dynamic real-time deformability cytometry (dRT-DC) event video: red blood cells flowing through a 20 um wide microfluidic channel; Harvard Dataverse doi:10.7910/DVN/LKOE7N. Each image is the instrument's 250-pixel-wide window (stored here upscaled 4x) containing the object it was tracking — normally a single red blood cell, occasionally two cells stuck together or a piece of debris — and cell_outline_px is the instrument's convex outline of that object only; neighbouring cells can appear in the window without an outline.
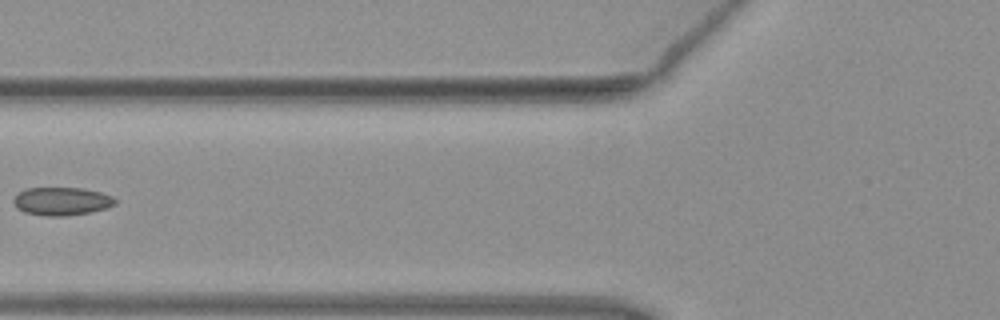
{"species": "common noctule bat (a hibernating species)", "species_latin": "Nyctalus noctula", "temperature_condition": "warm", "stored_images_in_passage": 7, "camera_frame_rate_fps": 3000, "um_per_image_px": 0.085, "animal": {"sex": "female", "body_mass_g": 19.3, "forearm_length_mm": 54.1}, "frame": {"image": 1, "passage_image": 6, "time_ms": 1.667, "image_size_px": [1000, 320], "cell_outline_px": [[116, 204], [104, 208], [88, 212], [64, 216], [44, 216], [24, 212], [16, 208], [12, 204], [12, 200], [24, 188], [80, 188], [100, 192], [112, 196], [116, 200]], "centroid_in_image_um": [5.19, 17.11], "position_along_channel_um": 120.6, "area_um2": 16.59}}
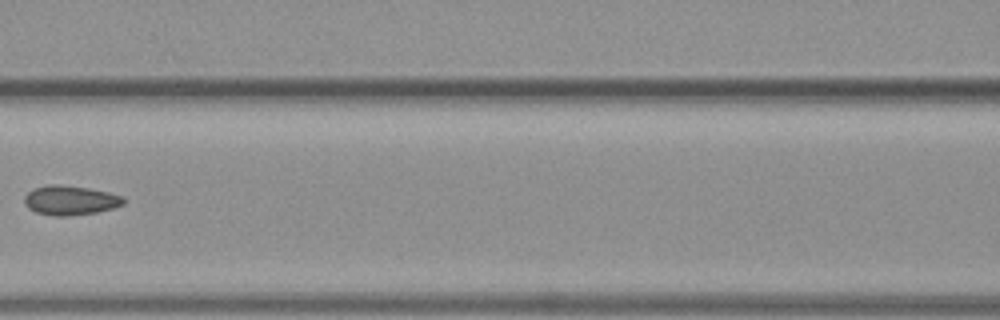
{"frame": {"image": 2, "passage_image": 7, "time_ms": 2.0, "image_size_px": [1000, 320], "cell_outline_px": [[128, 200], [124, 204], [112, 208], [96, 212], [68, 216], [52, 216], [36, 212], [28, 208], [24, 204], [24, 196], [28, 192], [36, 188], [48, 184], [60, 184], [88, 188], [108, 192], [120, 196]], "centroid_in_image_um": [5.96, 17.02], "position_along_channel_um": 160.6, "area_um2": 17.05}}